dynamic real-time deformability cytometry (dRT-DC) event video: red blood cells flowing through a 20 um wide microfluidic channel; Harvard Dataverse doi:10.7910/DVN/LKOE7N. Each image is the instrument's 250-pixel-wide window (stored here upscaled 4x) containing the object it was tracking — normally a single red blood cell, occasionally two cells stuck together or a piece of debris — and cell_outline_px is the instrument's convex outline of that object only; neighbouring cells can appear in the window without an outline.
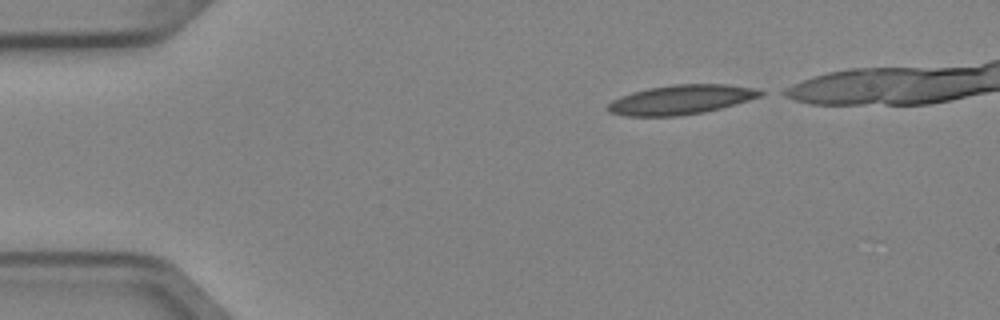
{"species": "Egyptian fruit bat (a non-hibernating species)", "species_latin": "Rousettus aegyptiacus", "temperature_condition": "cold", "stored_images_in_passage": 5, "camera_frame_rate_fps": 3000, "um_per_image_px": 0.085, "animal": {"sex": "female"}, "frame": {"image": 1, "passage_image": 1, "time_ms": 0.0, "image_size_px": [1000, 320], "cell_outline_px": [[764, 92], [760, 96], [748, 100], [720, 108], [704, 112], [676, 116], [628, 116], [608, 112], [608, 104], [612, 100], [620, 96], [632, 92], [648, 88], [672, 84], [728, 84], [756, 88]], "centroid_in_image_um": [57.87, 8.46], "position_along_channel_um": 27.1, "area_um2": 26.07}}
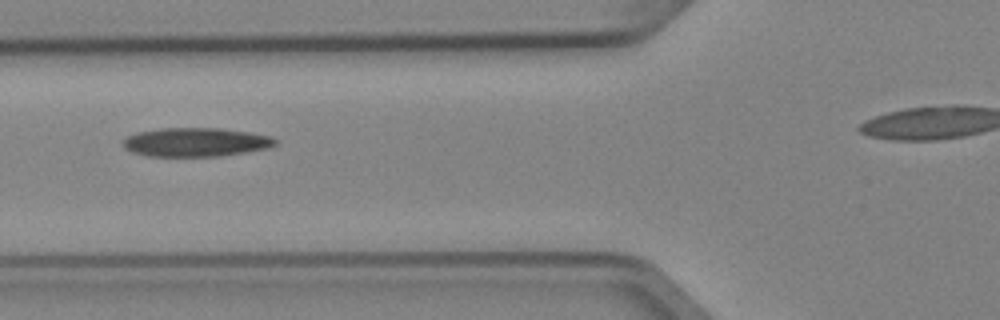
{"frame": {"image": 2, "passage_image": 4, "time_ms": 1.0, "image_size_px": [1000, 320], "cell_outline_px": [[276, 144], [268, 148], [248, 152], [216, 156], [148, 156], [132, 152], [124, 148], [124, 140], [128, 136], [136, 132], [160, 128], [220, 128], [248, 132], [272, 136], [276, 140]], "centroid_in_image_um": [16.64, 12.08], "position_along_channel_um": 109.2, "area_um2": 25.55}}
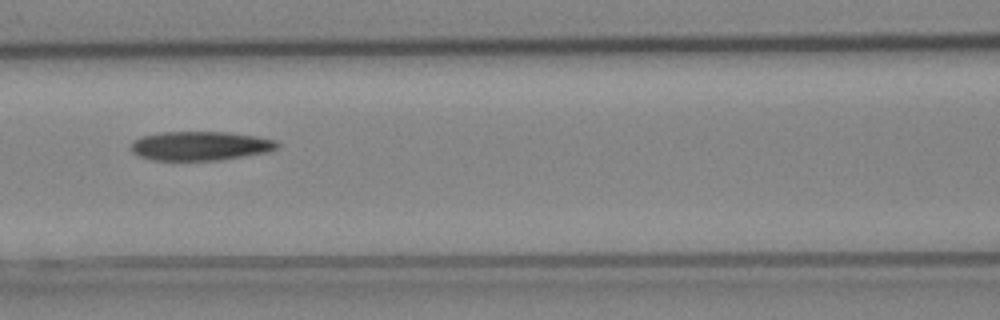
{"frame": {"image": 3, "passage_image": 5, "time_ms": 1.333, "image_size_px": [1000, 320], "cell_outline_px": [[280, 144], [276, 148], [268, 152], [216, 160], [152, 160], [140, 156], [132, 152], [132, 144], [136, 140], [144, 136], [160, 132], [228, 132], [256, 136], [276, 140]], "centroid_in_image_um": [17.05, 12.39], "position_along_channel_um": 149.6, "area_um2": 24.51}}